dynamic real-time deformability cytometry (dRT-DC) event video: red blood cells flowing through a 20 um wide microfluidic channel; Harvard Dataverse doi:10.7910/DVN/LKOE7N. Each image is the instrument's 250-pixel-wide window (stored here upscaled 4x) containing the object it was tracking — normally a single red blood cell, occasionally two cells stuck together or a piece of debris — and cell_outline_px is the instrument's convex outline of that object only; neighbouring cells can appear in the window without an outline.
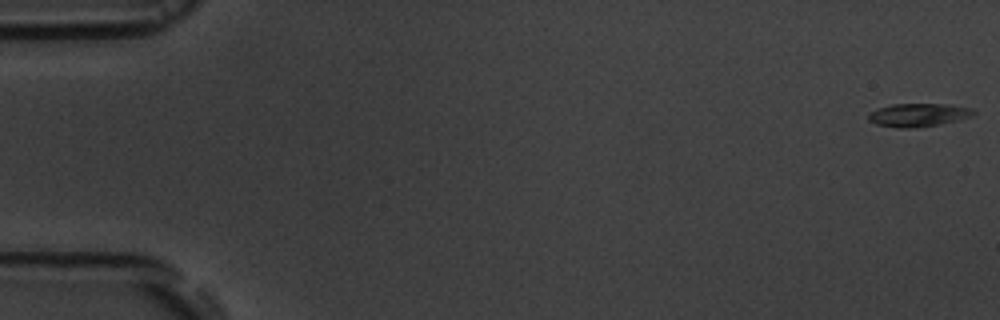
{"species": "common noctule bat (a hibernating species)", "species_latin": "Nyctalus noctula", "temperature_condition": "room temperature", "stored_images_in_passage": 50, "camera_frame_rate_fps": 3000, "um_per_image_px": 0.085, "animal": {"sex": "male", "body_mass_g": 19.5, "forearm_length_mm": 54.6}, "frame": {"image": 1, "passage_image": 1, "time_ms": 0.0, "image_size_px": [1000, 320], "cell_outline_px": [[976, 112], [972, 116], [940, 124], [912, 128], [896, 128], [876, 124], [868, 120], [868, 112], [876, 108], [892, 104], [948, 104], [972, 108]], "centroid_in_image_um": [78.01, 9.77], "position_along_channel_um": 7.0, "area_um2": 14.33}}
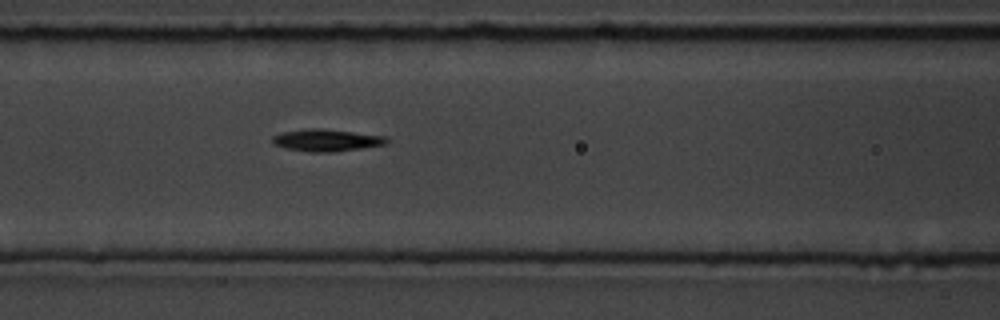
{"frame": {"image": 2, "passage_image": 24, "time_ms": 7.667, "image_size_px": [1000, 320], "cell_outline_px": [[388, 144], [332, 152], [312, 152], [284, 148], [272, 144], [272, 136], [284, 132], [312, 128], [324, 128], [384, 136], [388, 140]], "centroid_in_image_um": [27.73, 11.92], "position_along_channel_um": 138.9, "area_um2": 14.62}}
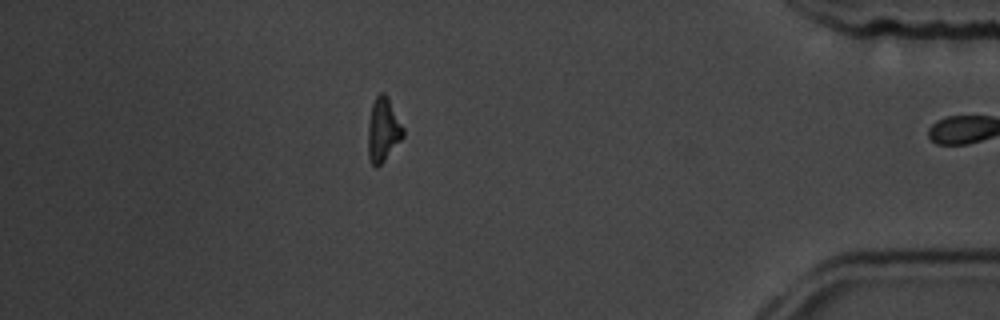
{"frame": {"image": 3, "passage_image": 49, "time_ms": 16.0, "image_size_px": [1000, 320], "cell_outline_px": [[404, 136], [384, 160], [376, 168], [372, 164], [368, 156], [368, 124], [372, 104], [376, 96], [380, 92], [384, 92], [388, 96], [404, 128]], "centroid_in_image_um": [32.56, 11.0], "position_along_channel_um": 402.6, "area_um2": 13.06}, "authors_computed_cell_mechanics": {"area_um2": 13.7853, "velocity_mm_per_s": 3.6859, "shape_relaxation_time_tau1_ms": 2.003, "shape_relaxation_time_tau2_ms": null, "deformation_change_tau1": 0.1734, "deformation_change_tau2": null}}